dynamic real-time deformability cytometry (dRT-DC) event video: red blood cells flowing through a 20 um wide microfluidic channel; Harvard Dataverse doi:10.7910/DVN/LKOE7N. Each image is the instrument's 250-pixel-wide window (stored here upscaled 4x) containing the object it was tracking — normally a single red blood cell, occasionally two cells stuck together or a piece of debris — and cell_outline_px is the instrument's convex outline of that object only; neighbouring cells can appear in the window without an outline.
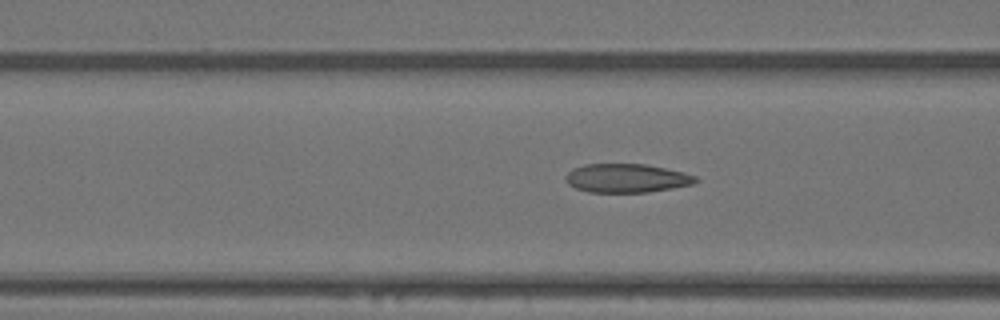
{"species": "Egyptian fruit bat (a non-hibernating species)", "species_latin": "Rousettus aegyptiacus", "temperature_condition": "warm", "stored_images_in_passage": 8, "camera_frame_rate_fps": 3000, "um_per_image_px": 0.085, "animal": {"sex": "female"}, "frame": {"image": 1, "passage_image": 6, "time_ms": 1.667, "image_size_px": [1000, 320], "cell_outline_px": [[700, 180], [692, 184], [672, 188], [648, 192], [588, 192], [576, 188], [568, 184], [564, 180], [564, 176], [572, 168], [584, 164], [644, 164], [684, 172], [696, 176]], "centroid_in_image_um": [53.23, 15.14], "position_along_channel_um": 113.4, "area_um2": 21.85}}